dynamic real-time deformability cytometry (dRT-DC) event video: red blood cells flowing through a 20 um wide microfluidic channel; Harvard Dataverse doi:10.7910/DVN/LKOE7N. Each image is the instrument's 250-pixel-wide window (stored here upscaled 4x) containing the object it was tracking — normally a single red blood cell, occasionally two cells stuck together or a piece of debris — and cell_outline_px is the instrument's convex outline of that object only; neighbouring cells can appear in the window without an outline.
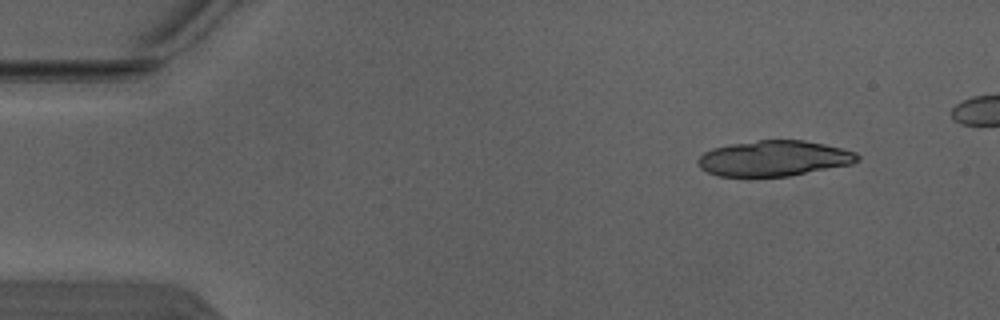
{"species": "Egyptian fruit bat (a non-hibernating species)", "species_latin": "Rousettus aegyptiacus", "temperature_condition": "warm", "stored_images_in_passage": 5, "segment_of_instrument_passage": [2, 2], "camera_frame_rate_fps": 3000, "um_per_image_px": 0.085, "animal": {"sex": "male"}, "frame": {"image": 1, "passage_image": 5, "time_ms": 1.333, "image_size_px": [1000, 320], "cell_outline_px": [[860, 160], [852, 164], [788, 176], [716, 176], [700, 168], [696, 164], [696, 160], [704, 152], [712, 148], [732, 144], [760, 140], [804, 140], [824, 144], [856, 152], [860, 156]], "centroid_in_image_um": [65.77, 13.46], "position_along_channel_um": 19.2, "area_um2": 33.0}}